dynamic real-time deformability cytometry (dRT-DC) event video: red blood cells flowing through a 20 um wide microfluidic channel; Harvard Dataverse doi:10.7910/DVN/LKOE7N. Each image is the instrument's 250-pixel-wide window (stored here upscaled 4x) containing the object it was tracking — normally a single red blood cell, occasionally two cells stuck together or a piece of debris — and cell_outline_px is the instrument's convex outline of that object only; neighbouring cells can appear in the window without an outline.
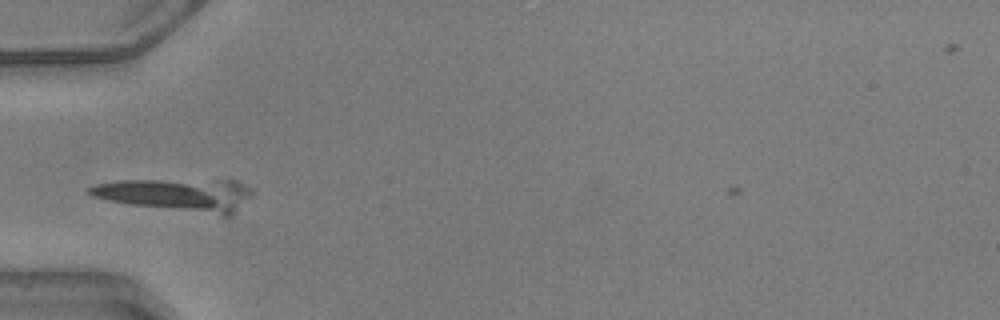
{"species": "common noctule bat (a hibernating species)", "species_latin": "Nyctalus noctula", "temperature_condition": "warm", "stored_images_in_passage": 35, "segment_of_instrument_passage": [1, 2], "camera_frame_rate_fps": 3000, "um_per_image_px": 0.085, "animal": {"sex": "male", "body_mass_g": 20.5, "forearm_length_mm": 52.5}, "frame": {"image": 1, "passage_image": 1, "time_ms": 0.0, "image_size_px": [1000, 320], "cell_outline_px": [[252, 196], [228, 216], [220, 216], [128, 204], [108, 200], [92, 196], [88, 192], [88, 188], [96, 184], [120, 180], [236, 180], [252, 188]], "centroid_in_image_um": [15.09, 16.55], "position_along_channel_um": 69.9, "area_um2": 31.04}}
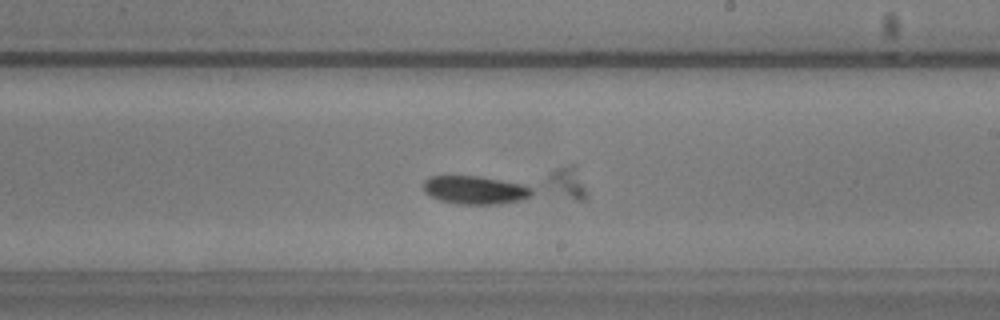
{"frame": {"image": 2, "passage_image": 14, "time_ms": 4.333, "image_size_px": [1000, 320], "cell_outline_px": [[532, 196], [524, 200], [500, 204], [456, 204], [440, 200], [424, 192], [424, 180], [428, 176], [480, 176], [524, 184], [532, 188]], "centroid_in_image_um": [40.42, 16.15], "position_along_channel_um": 248.6, "area_um2": 18.09}}
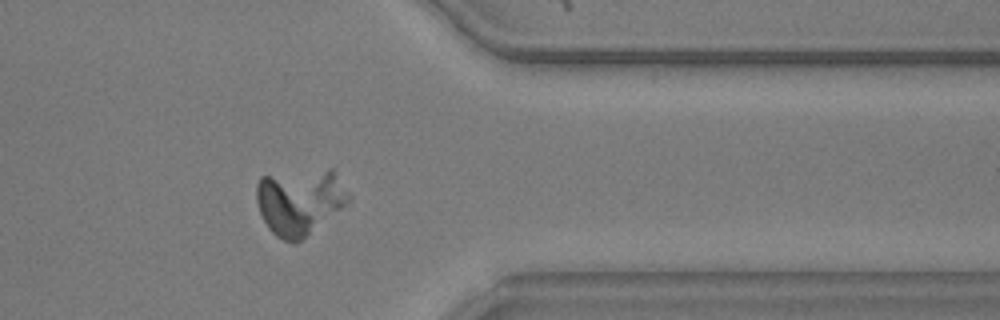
{"frame": {"image": 3, "passage_image": 25, "time_ms": 8.0, "image_size_px": [1000, 320], "cell_outline_px": [[312, 220], [308, 232], [300, 240], [292, 244], [276, 236], [268, 228], [260, 212], [256, 200], [256, 184], [260, 176], [268, 176], [312, 216]], "centroid_in_image_um": [23.93, 17.98], "position_along_channel_um": 387.5, "area_um2": 16.3}}